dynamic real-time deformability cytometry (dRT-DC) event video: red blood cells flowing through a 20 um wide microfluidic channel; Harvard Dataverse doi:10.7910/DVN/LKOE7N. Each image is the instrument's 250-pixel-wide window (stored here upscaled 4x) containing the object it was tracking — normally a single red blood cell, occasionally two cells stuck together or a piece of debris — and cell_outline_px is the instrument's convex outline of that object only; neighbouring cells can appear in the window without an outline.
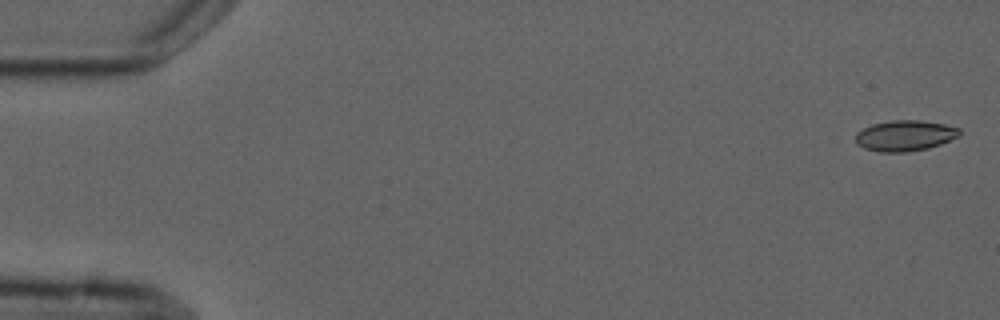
{"species": "common noctule bat (a hibernating species)", "species_latin": "Nyctalus noctula", "temperature_condition": "cold", "stored_images_in_passage": 7, "camera_frame_rate_fps": 3000, "um_per_image_px": 0.085, "animal": {"sex": "male", "forearm_length_mm": 52.5}, "frame": {"image": 1, "passage_image": 1, "time_ms": 0.0, "image_size_px": [1000, 320], "cell_outline_px": [[960, 136], [940, 144], [928, 148], [908, 152], [880, 152], [864, 148], [856, 144], [856, 132], [872, 124], [892, 120], [920, 120], [944, 124], [960, 128]], "centroid_in_image_um": [76.92, 11.53], "position_along_channel_um": 8.1, "area_um2": 18.67}}
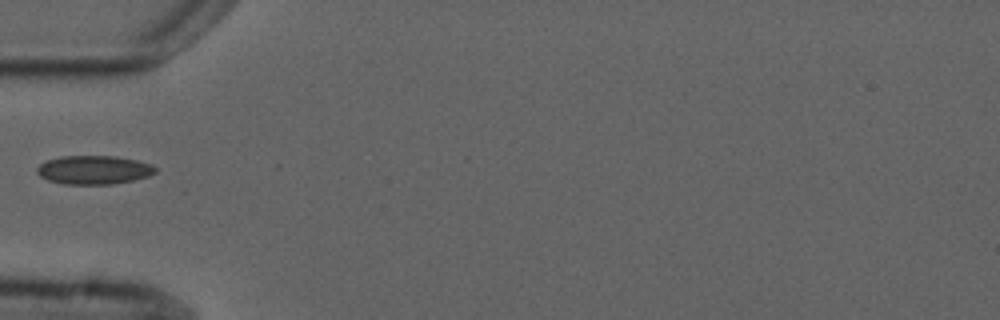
{"frame": {"image": 2, "passage_image": 6, "time_ms": 5.667, "image_size_px": [1000, 320], "cell_outline_px": [[156, 172], [148, 176], [132, 180], [112, 184], [64, 184], [48, 180], [40, 176], [36, 172], [36, 168], [44, 160], [60, 156], [116, 156], [136, 160], [152, 164], [156, 168]], "centroid_in_image_um": [7.94, 14.43], "position_along_channel_um": 77.1, "area_um2": 19.88}}
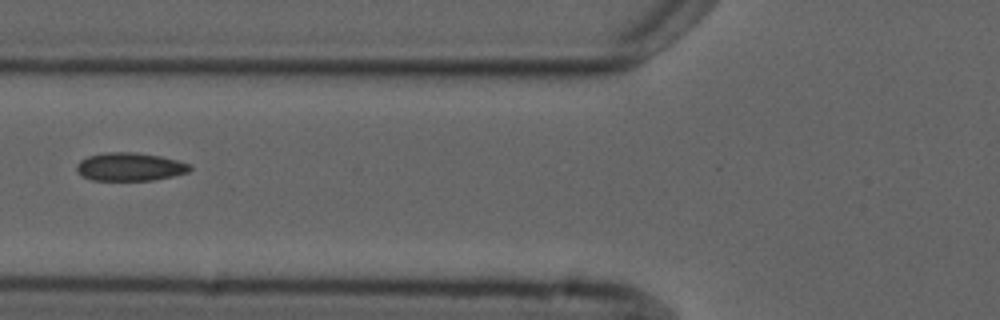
{"frame": {"image": 3, "passage_image": 7, "time_ms": 6.667, "image_size_px": [1000, 320], "cell_outline_px": [[192, 168], [188, 172], [172, 176], [152, 180], [92, 180], [76, 172], [76, 164], [80, 160], [88, 156], [104, 152], [136, 152], [160, 156], [192, 164]], "centroid_in_image_um": [11.03, 14.17], "position_along_channel_um": 114.8, "area_um2": 18.67}}